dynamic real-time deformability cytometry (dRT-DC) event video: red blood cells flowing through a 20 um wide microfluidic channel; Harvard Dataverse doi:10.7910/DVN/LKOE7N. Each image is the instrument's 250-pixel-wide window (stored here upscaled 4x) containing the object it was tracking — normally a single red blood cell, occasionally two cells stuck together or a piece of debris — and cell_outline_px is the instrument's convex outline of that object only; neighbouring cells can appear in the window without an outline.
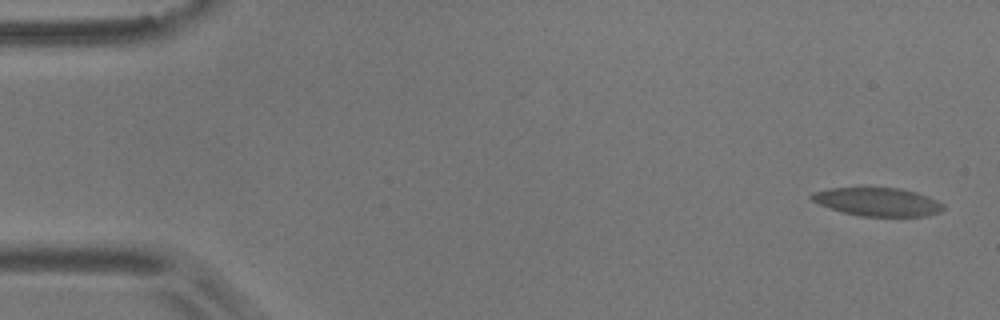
{"species": "common noctule bat (a hibernating species)", "species_latin": "Nyctalus noctula", "temperature_condition": "room temperature", "stored_images_in_passage": 4, "camera_frame_rate_fps": 3000, "um_per_image_px": 0.085, "animal": {"sex": "male", "body_mass_g": 17.9}, "frame": {"image": 1, "passage_image": 1, "time_ms": 0.0, "image_size_px": [1000, 320], "cell_outline_px": [[944, 208], [940, 212], [928, 216], [860, 216], [844, 212], [820, 204], [812, 200], [808, 196], [812, 192], [828, 188], [896, 188], [916, 192], [928, 196], [944, 204]], "centroid_in_image_um": [74.61, 17.16], "position_along_channel_um": 10.4, "area_um2": 21.62}}
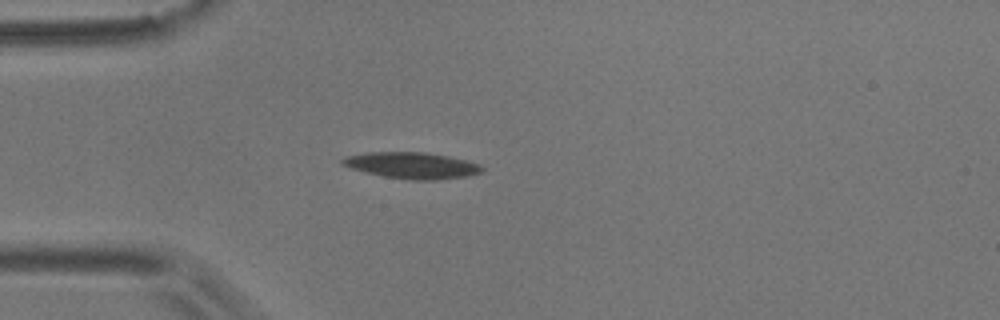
{"frame": {"image": 2, "passage_image": 4, "time_ms": 4.667, "image_size_px": [1000, 320], "cell_outline_px": [[484, 168], [480, 172], [468, 176], [436, 180], [412, 180], [384, 176], [364, 172], [340, 164], [340, 160], [344, 156], [368, 152], [424, 152], [448, 156], [480, 164]], "centroid_in_image_um": [34.98, 14.06], "position_along_channel_um": 50.0, "area_um2": 21.39}}